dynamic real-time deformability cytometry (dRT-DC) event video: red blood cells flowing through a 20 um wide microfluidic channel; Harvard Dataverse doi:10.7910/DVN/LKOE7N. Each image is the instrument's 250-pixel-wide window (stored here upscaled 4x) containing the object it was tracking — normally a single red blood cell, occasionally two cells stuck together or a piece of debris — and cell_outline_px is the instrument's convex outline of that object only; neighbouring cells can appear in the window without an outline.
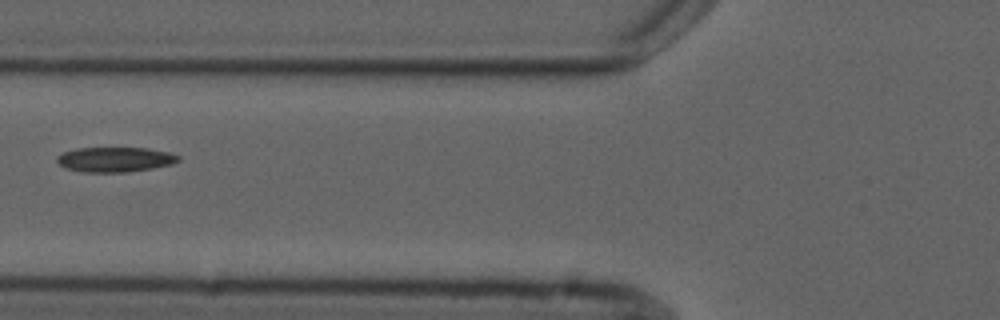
{"species": "common noctule bat (a hibernating species)", "species_latin": "Nyctalus noctula", "temperature_condition": "cold", "stored_images_in_passage": 7, "camera_frame_rate_fps": 3000, "um_per_image_px": 0.085, "animal": {"sex": "male", "forearm_length_mm": 52.5}, "frame": {"image": 1, "passage_image": 6, "time_ms": 7.0, "image_size_px": [1000, 320], "cell_outline_px": [[180, 160], [172, 164], [152, 168], [128, 172], [84, 172], [64, 168], [56, 160], [56, 156], [64, 152], [76, 148], [148, 148], [168, 152], [180, 156]], "centroid_in_image_um": [9.77, 13.55], "position_along_channel_um": 116.0, "area_um2": 17.63}}